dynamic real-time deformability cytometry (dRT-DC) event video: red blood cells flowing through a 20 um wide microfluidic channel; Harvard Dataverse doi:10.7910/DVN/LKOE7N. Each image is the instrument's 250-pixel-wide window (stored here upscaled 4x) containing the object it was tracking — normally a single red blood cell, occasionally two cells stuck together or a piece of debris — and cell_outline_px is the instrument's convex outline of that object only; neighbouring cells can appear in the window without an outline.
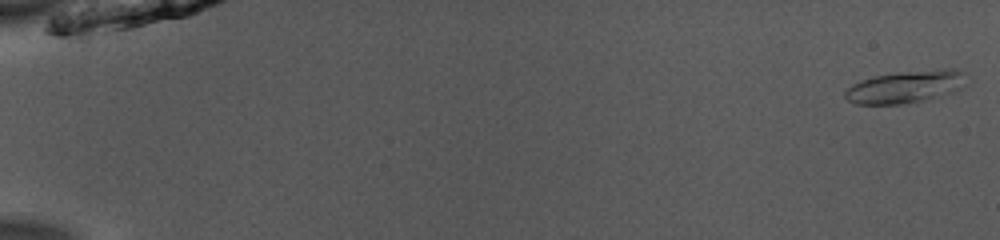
{"species": "common noctule bat (a hibernating species)", "species_latin": "Nyctalus noctula", "temperature_condition": "room temperature", "stored_images_in_passage": 49, "camera_frame_rate_fps": 3000, "um_per_image_px": 0.085, "animal": {"sex": "male", "body_mass_g": 13.0, "forearm_length_mm": 53.1}, "frame": {"image": 1, "passage_image": 1, "time_ms": 0.0, "image_size_px": [1000, 240], "cell_outline_px": [[972, 80], [960, 88], [952, 92], [928, 100], [900, 104], [856, 104], [848, 100], [844, 96], [844, 92], [852, 84], [860, 80], [872, 76], [896, 72], [944, 68], [956, 68], [968, 72], [972, 76]], "centroid_in_image_um": [77.1, 7.34], "position_along_channel_um": 7.9, "area_um2": 23.76}}
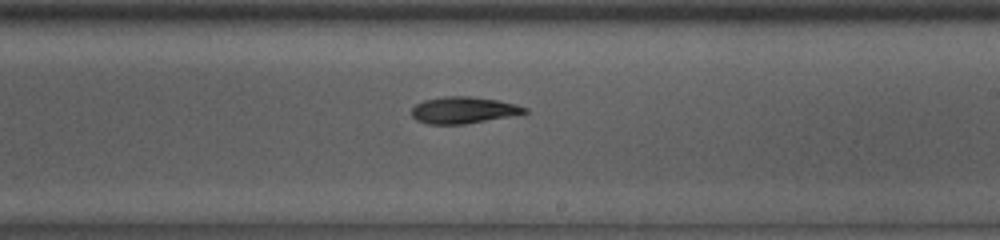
{"frame": {"image": 2, "passage_image": 32, "time_ms": 10.333, "image_size_px": [1000, 240], "cell_outline_px": [[528, 112], [508, 116], [464, 124], [428, 124], [416, 120], [412, 116], [412, 108], [416, 104], [424, 100], [444, 96], [468, 96], [496, 100], [516, 104], [528, 108]], "centroid_in_image_um": [39.36, 9.35], "position_along_channel_um": 249.6, "area_um2": 17.34}}
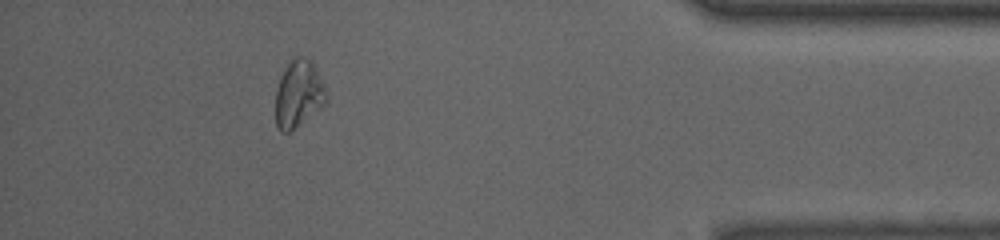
{"frame": {"image": 3, "passage_image": 47, "time_ms": 15.333, "image_size_px": [1000, 240], "cell_outline_px": [[328, 100], [324, 104], [288, 132], [280, 132], [276, 124], [276, 88], [280, 76], [284, 68], [292, 56], [300, 56], [312, 60], [324, 84], [328, 96]], "centroid_in_image_um": [25.37, 7.91], "position_along_channel_um": 409.8, "area_um2": 19.83}}